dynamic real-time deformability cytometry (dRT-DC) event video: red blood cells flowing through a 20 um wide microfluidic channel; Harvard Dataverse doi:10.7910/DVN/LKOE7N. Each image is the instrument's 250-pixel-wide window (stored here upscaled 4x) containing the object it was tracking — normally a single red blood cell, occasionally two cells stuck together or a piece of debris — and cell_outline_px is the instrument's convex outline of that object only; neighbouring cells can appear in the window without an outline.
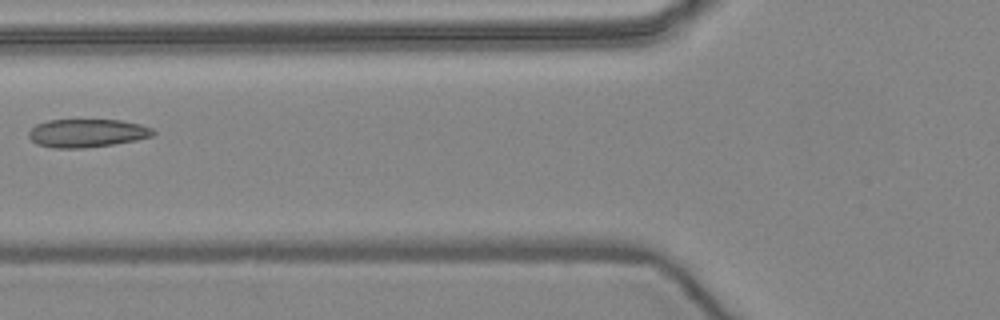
{"species": "common noctule bat (a hibernating species)", "species_latin": "Nyctalus noctula", "temperature_condition": "warm", "stored_images_in_passage": 7, "camera_frame_rate_fps": 3000, "um_per_image_px": 0.085, "animal": {"sex": "female", "body_mass_g": 24.6, "forearm_length_mm": 56.2}, "frame": {"image": 1, "passage_image": 6, "time_ms": 7.0, "image_size_px": [1000, 320], "cell_outline_px": [[156, 132], [152, 136], [136, 140], [112, 144], [84, 148], [52, 148], [36, 144], [28, 136], [28, 132], [36, 124], [48, 120], [120, 120], [140, 124], [152, 128]], "centroid_in_image_um": [7.38, 11.31], "position_along_channel_um": 118.4, "area_um2": 20.46}}
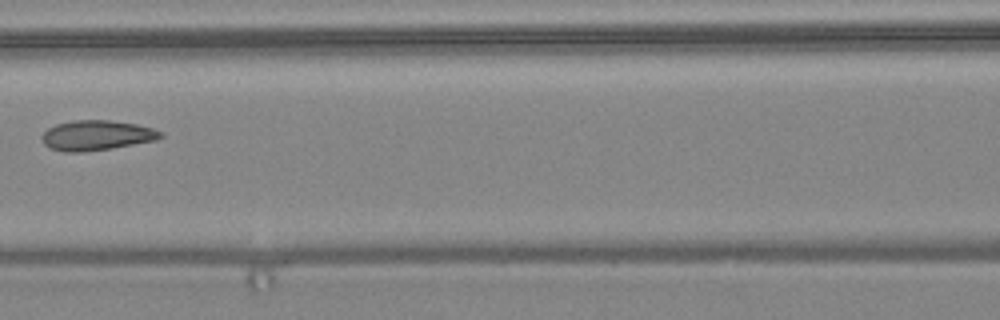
{"frame": {"image": 2, "passage_image": 7, "time_ms": 8.0, "image_size_px": [1000, 320], "cell_outline_px": [[164, 136], [156, 140], [112, 148], [80, 152], [64, 152], [48, 148], [44, 144], [40, 136], [48, 128], [56, 124], [72, 120], [108, 120], [136, 124], [152, 128], [160, 132]], "centroid_in_image_um": [8.16, 11.51], "position_along_channel_um": 158.4, "area_um2": 20.75}}